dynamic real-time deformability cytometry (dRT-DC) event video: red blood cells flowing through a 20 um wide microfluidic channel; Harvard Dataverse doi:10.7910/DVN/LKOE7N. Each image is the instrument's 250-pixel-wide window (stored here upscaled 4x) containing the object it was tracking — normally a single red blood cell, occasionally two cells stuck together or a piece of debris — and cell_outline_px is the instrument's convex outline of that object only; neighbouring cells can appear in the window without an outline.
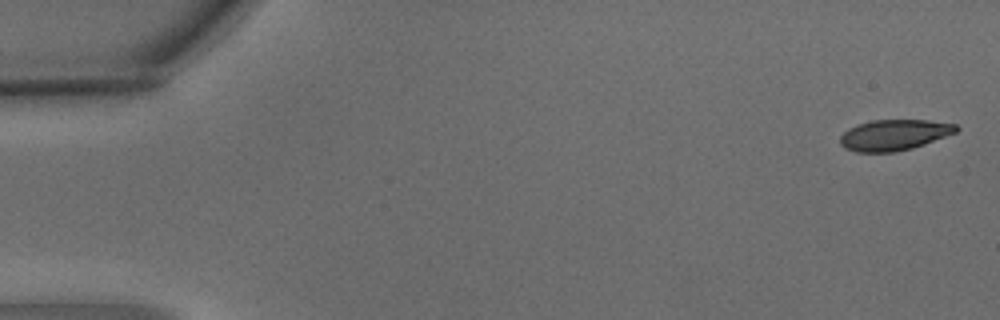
{"species": "common noctule bat (a hibernating species)", "species_latin": "Nyctalus noctula", "temperature_condition": "warm", "stored_images_in_passage": 5, "camera_frame_rate_fps": 3000, "um_per_image_px": 0.085, "animal": {"sex": "male", "body_mass_g": 15.6}, "frame": {"image": 1, "passage_image": 1, "time_ms": 0.0, "image_size_px": [1000, 320], "cell_outline_px": [[960, 128], [956, 132], [924, 144], [912, 148], [896, 152], [856, 152], [844, 148], [840, 144], [840, 136], [848, 128], [856, 124], [872, 120], [928, 120], [956, 124]], "centroid_in_image_um": [75.97, 11.47], "position_along_channel_um": 9.0, "area_um2": 20.92}}
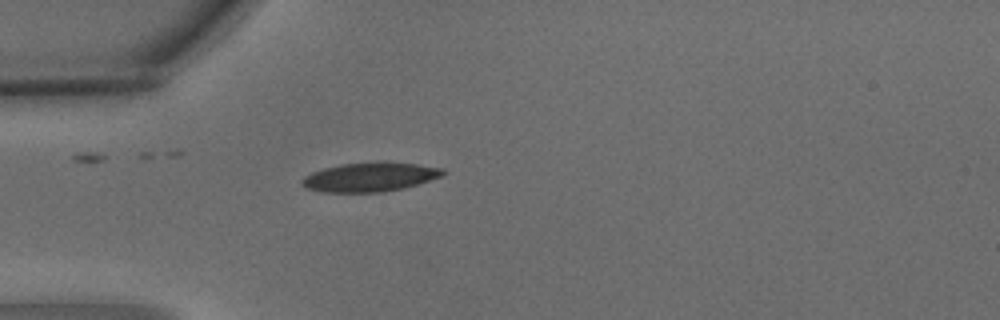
{"frame": {"image": 2, "passage_image": 5, "time_ms": 1.333, "image_size_px": [1000, 320], "cell_outline_px": [[448, 172], [440, 176], [404, 188], [384, 192], [320, 192], [308, 188], [300, 184], [300, 180], [304, 176], [312, 172], [324, 168], [340, 164], [376, 160], [388, 160], [444, 168]], "centroid_in_image_um": [31.44, 15.02], "position_along_channel_um": 53.6, "area_um2": 24.45}}